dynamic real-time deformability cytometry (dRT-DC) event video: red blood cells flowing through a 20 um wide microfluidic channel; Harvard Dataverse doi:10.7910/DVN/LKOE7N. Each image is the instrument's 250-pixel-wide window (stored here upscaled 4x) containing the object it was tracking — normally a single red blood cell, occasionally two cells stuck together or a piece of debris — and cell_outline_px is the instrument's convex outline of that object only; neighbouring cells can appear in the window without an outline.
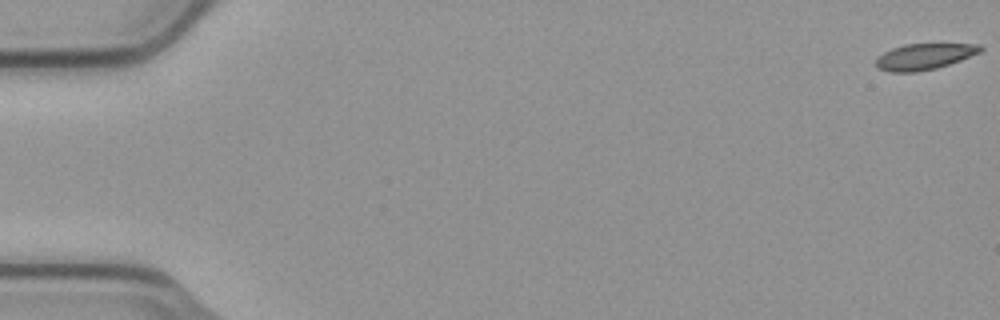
{"species": "common noctule bat (a hibernating species)", "species_latin": "Nyctalus noctula", "temperature_condition": "cold", "stored_images_in_passage": 22, "camera_frame_rate_fps": 3000, "um_per_image_px": 0.085, "animal": {"sex": "male", "body_mass_g": 23.1, "forearm_length_mm": 52.7}, "frame": {"image": 1, "passage_image": 1, "time_ms": 0.0, "image_size_px": [1000, 320], "cell_outline_px": [[984, 48], [980, 52], [960, 60], [936, 68], [916, 72], [888, 72], [880, 68], [876, 64], [876, 56], [892, 48], [904, 44], [980, 44]], "centroid_in_image_um": [78.54, 4.8], "position_along_channel_um": 6.5, "area_um2": 15.78}}
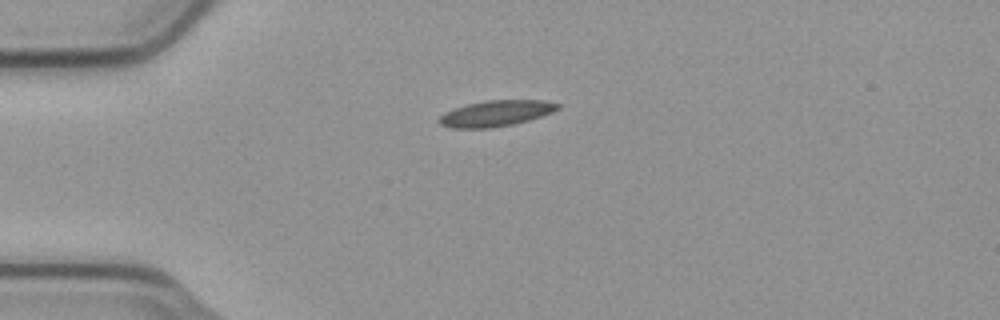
{"frame": {"image": 2, "passage_image": 15, "time_ms": 4.667, "image_size_px": [1000, 320], "cell_outline_px": [[560, 108], [552, 112], [528, 120], [512, 124], [488, 128], [452, 128], [440, 124], [436, 120], [444, 112], [452, 108], [484, 100], [548, 100], [560, 104]], "centroid_in_image_um": [42.13, 9.62], "position_along_channel_um": 42.9, "area_um2": 17.98}}
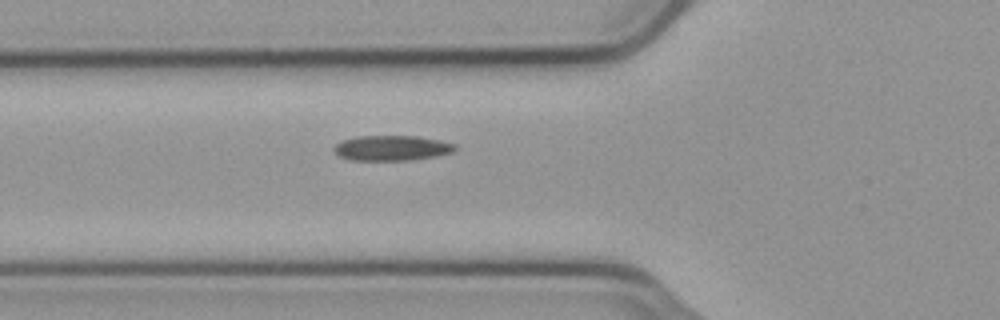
{"frame": {"image": 3, "passage_image": 21, "time_ms": 6.667, "image_size_px": [1000, 320], "cell_outline_px": [[456, 148], [452, 152], [436, 156], [408, 160], [348, 160], [340, 156], [332, 148], [340, 140], [356, 136], [416, 136], [440, 140], [456, 144]], "centroid_in_image_um": [33.27, 12.57], "position_along_channel_um": 92.5, "area_um2": 17.8}}